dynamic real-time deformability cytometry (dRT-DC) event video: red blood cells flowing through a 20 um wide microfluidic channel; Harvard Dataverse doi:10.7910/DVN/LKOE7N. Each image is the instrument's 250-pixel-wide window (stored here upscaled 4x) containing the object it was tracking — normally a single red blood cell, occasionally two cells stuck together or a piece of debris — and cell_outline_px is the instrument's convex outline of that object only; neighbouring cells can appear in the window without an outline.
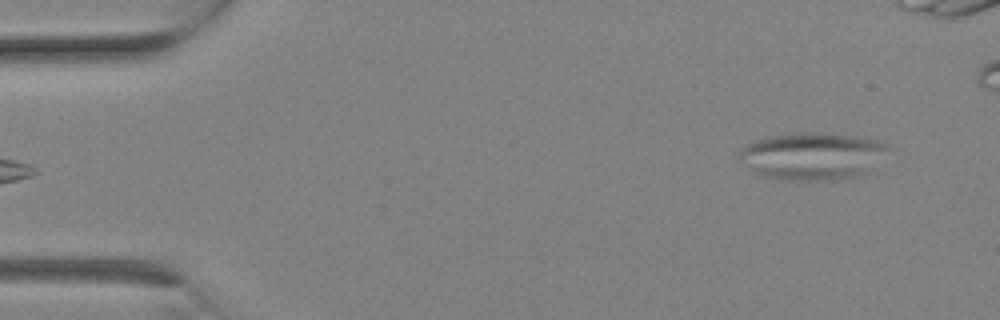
{"species": "Egyptian fruit bat (a non-hibernating species)", "species_latin": "Rousettus aegyptiacus", "temperature_condition": "room temperature", "stored_images_in_passage": 17, "camera_frame_rate_fps": 3000, "um_per_image_px": 0.085, "animal": {"sex": "female"}, "frame": {"image": 1, "passage_image": 1, "time_ms": 0.0, "image_size_px": [1000, 320], "cell_outline_px": [[892, 144], [868, 172], [856, 176], [832, 180], [796, 180], [768, 176], [744, 164], [736, 156], [748, 144], [764, 136], [808, 132], [852, 136], [880, 140]], "centroid_in_image_um": [69.09, 13.24], "position_along_channel_um": 15.9, "area_um2": 40.29}}
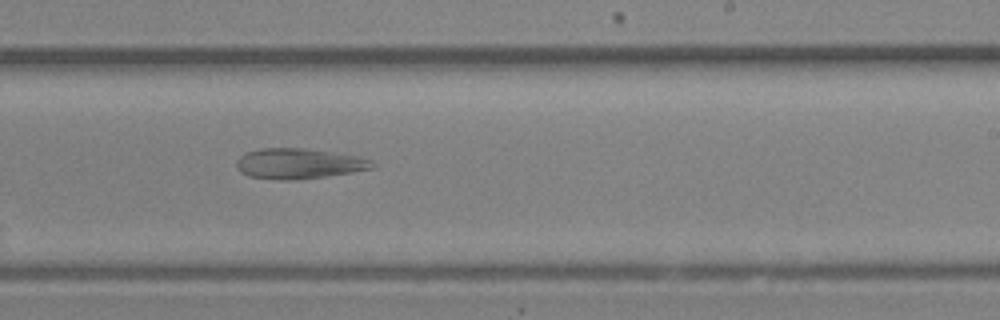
{"frame": {"image": 2, "passage_image": 14, "time_ms": 4.333, "image_size_px": [1000, 320], "cell_outline_px": [[376, 168], [352, 172], [296, 180], [280, 180], [248, 176], [240, 172], [236, 168], [236, 160], [240, 156], [248, 152], [260, 148], [304, 148], [360, 156], [372, 160], [376, 164]], "centroid_in_image_um": [25.42, 13.9], "position_along_channel_um": 263.6, "area_um2": 24.22}}
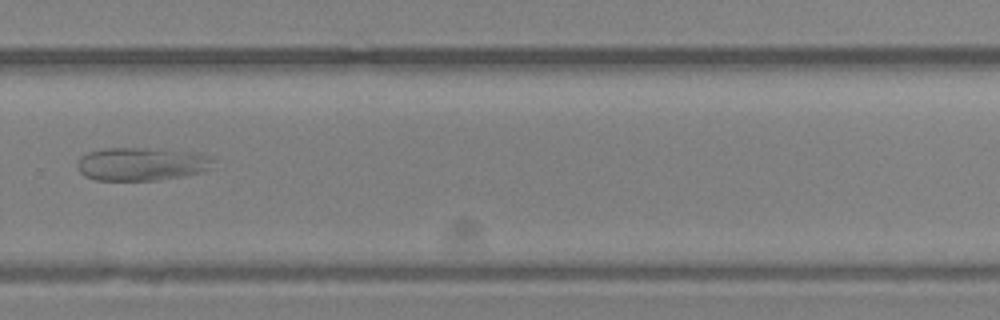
{"frame": {"image": 3, "passage_image": 16, "time_ms": 5.0, "image_size_px": [1000, 320], "cell_outline_px": [[212, 168], [204, 172], [156, 180], [92, 180], [84, 176], [76, 168], [76, 164], [80, 156], [88, 152], [104, 148], [144, 148], [192, 152], [212, 156]], "centroid_in_image_um": [11.98, 13.94], "position_along_channel_um": 317.8, "area_um2": 26.41}}